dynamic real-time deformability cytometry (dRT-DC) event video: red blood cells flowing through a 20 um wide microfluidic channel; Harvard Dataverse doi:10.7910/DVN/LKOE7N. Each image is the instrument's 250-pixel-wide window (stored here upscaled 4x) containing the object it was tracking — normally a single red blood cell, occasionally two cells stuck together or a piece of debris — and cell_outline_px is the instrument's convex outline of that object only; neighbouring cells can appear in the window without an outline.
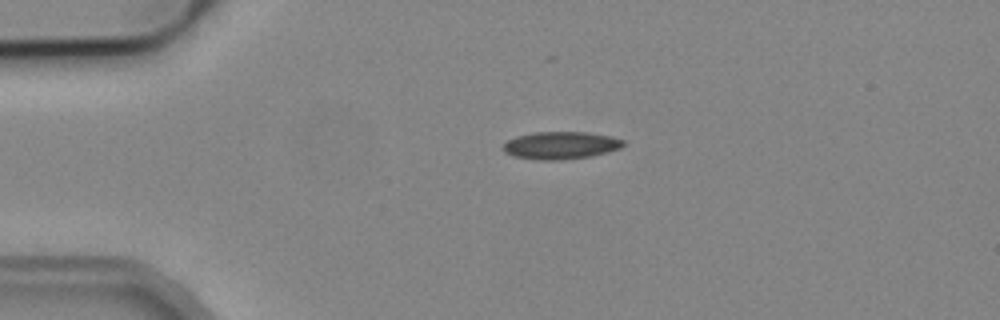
{"species": "common noctule bat (a hibernating species)", "species_latin": "Nyctalus noctula", "temperature_condition": "cold", "stored_images_in_passage": 20, "camera_frame_rate_fps": 3000, "um_per_image_px": 0.085, "animal": {"sex": "male", "body_mass_g": 19.2, "forearm_length_mm": 51.8}, "frame": {"image": 1, "passage_image": 1, "time_ms": 0.0, "image_size_px": [1000, 320], "cell_outline_px": [[624, 144], [620, 148], [608, 152], [592, 156], [560, 160], [536, 160], [512, 156], [504, 152], [500, 148], [508, 140], [516, 136], [536, 132], [588, 132], [612, 136], [624, 140]], "centroid_in_image_um": [47.64, 12.36], "position_along_channel_um": 37.4, "area_um2": 19.48}}